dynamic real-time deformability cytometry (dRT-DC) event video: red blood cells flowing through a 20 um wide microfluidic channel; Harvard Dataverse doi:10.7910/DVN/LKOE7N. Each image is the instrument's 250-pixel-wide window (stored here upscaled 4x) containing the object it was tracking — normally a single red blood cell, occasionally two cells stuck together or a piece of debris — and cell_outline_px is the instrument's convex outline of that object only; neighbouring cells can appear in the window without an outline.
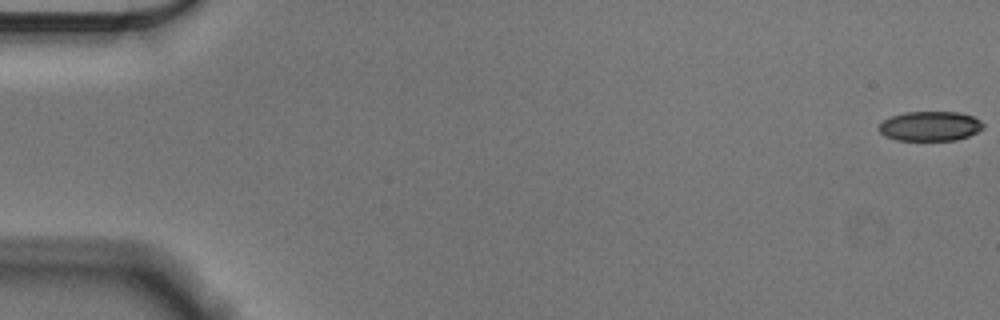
{"species": "Egyptian fruit bat (a non-hibernating species)", "species_latin": "Rousettus aegyptiacus", "temperature_condition": "cold", "stored_images_in_passage": 57, "camera_frame_rate_fps": 3000, "um_per_image_px": 0.085, "animal": {"sex": "male"}, "frame": {"image": 1, "passage_image": 1, "time_ms": 0.0, "image_size_px": [1000, 320], "cell_outline_px": [[984, 128], [968, 136], [956, 140], [896, 140], [884, 136], [876, 128], [884, 120], [892, 116], [904, 112], [960, 112], [972, 116], [980, 120], [984, 124]], "centroid_in_image_um": [79.04, 10.72], "position_along_channel_um": 6.0, "area_um2": 18.09}}
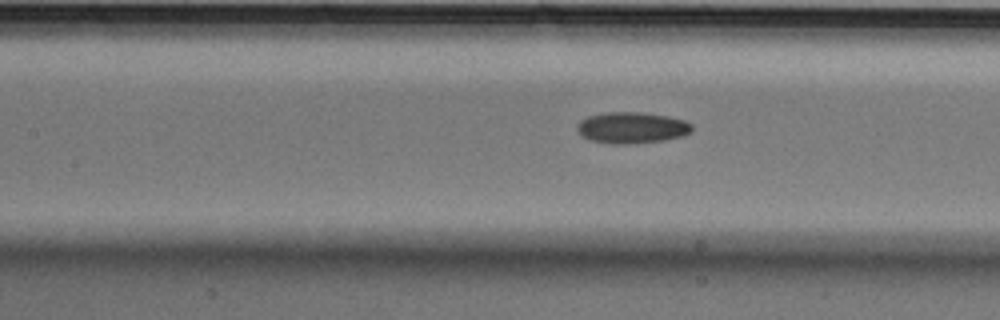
{"frame": {"image": 2, "passage_image": 26, "time_ms": 8.333, "image_size_px": [1000, 320], "cell_outline_px": [[692, 132], [684, 136], [664, 140], [628, 144], [608, 144], [592, 140], [584, 136], [576, 128], [580, 120], [588, 116], [608, 112], [640, 112], [668, 116], [684, 120], [692, 124]], "centroid_in_image_um": [53.74, 10.85], "position_along_channel_um": 153.7, "area_um2": 20.92}}
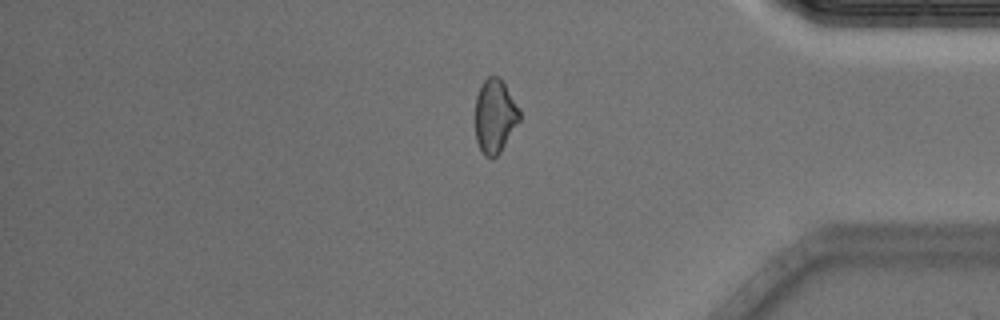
{"frame": {"image": 3, "passage_image": 48, "time_ms": 15.667, "image_size_px": [1000, 320], "cell_outline_px": [[520, 120], [500, 152], [496, 156], [484, 156], [476, 140], [476, 96], [484, 80], [488, 76], [500, 76], [520, 108]], "centroid_in_image_um": [42.08, 9.83], "position_along_channel_um": 393.1, "area_um2": 18.96}, "authors_computed_cell_mechanics": {"area_um2": 19.652, "velocity_mm_per_s": 3.5669, "shape_relaxation_time_tau1_ms": 6.3915, "shape_relaxation_time_tau2_ms": null, "deformation_change_tau1": 0.0974, "deformation_change_tau2": null}}